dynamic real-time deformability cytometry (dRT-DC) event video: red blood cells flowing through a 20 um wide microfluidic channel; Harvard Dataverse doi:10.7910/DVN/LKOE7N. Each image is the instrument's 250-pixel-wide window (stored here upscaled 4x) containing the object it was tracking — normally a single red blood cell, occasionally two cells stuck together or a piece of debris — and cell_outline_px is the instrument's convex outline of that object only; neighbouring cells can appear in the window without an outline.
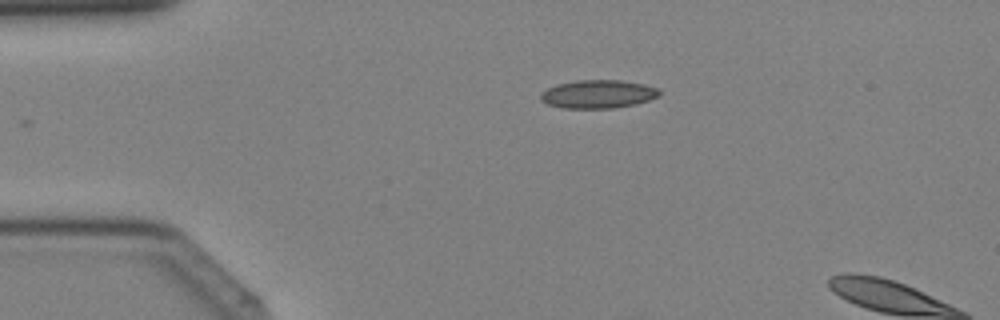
{"species": "Egyptian fruit bat (a non-hibernating species)", "species_latin": "Rousettus aegyptiacus", "temperature_condition": "cold", "stored_images_in_passage": 4, "camera_frame_rate_fps": 3000, "um_per_image_px": 0.085, "animal": {"sex": "female"}, "frame": {"image": 1, "passage_image": 2, "time_ms": 0.333, "image_size_px": [1000, 320], "cell_outline_px": [[660, 96], [636, 104], [612, 108], [560, 108], [548, 104], [540, 100], [540, 92], [556, 84], [576, 80], [620, 80], [644, 84], [660, 88]], "centroid_in_image_um": [50.83, 7.99], "position_along_channel_um": 34.2, "area_um2": 19.77}}